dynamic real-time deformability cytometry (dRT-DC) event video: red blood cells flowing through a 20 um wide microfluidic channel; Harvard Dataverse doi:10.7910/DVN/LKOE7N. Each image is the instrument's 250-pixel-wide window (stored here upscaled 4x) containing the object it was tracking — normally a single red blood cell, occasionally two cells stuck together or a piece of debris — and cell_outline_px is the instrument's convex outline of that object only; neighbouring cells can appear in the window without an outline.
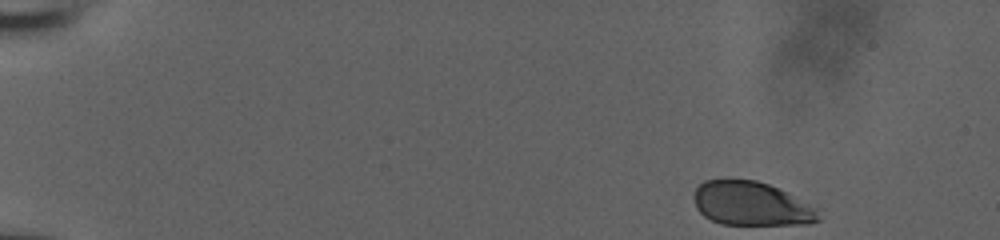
{"species": "human", "species_latin": "Homo sapiens", "temperature_condition": "room temperature", "stored_images_in_passage": 45, "camera_frame_rate_fps": 3000, "um_per_image_px": 0.085, "donor": {"sex": "male"}, "frame": {"image": 1, "passage_image": 1, "time_ms": 0.0, "image_size_px": [1000, 240], "cell_outline_px": [[820, 220], [808, 224], [720, 224], [704, 216], [696, 208], [696, 188], [704, 180], [756, 180], [768, 184], [784, 192], [812, 208]], "centroid_in_image_um": [63.78, 17.33], "position_along_channel_um": 21.2, "area_um2": 30.75}}
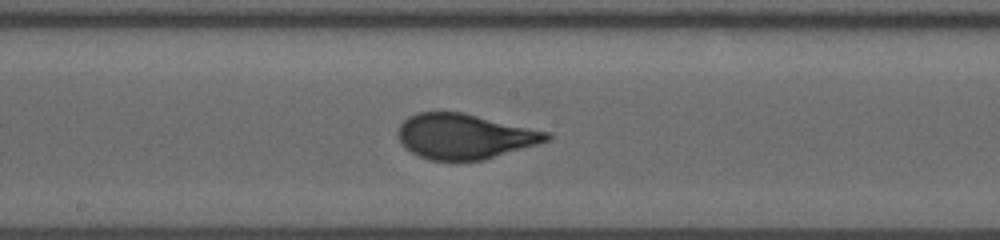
{"frame": {"image": 2, "passage_image": 26, "time_ms": 8.333, "image_size_px": [1000, 240], "cell_outline_px": [[552, 136], [548, 140], [536, 144], [484, 160], [428, 160], [412, 152], [400, 140], [396, 132], [400, 124], [408, 116], [416, 112], [464, 112], [552, 132]], "centroid_in_image_um": [39.51, 11.57], "position_along_channel_um": 208.7, "area_um2": 39.13}}
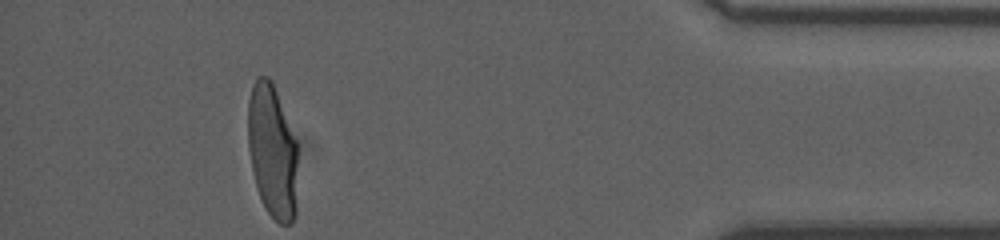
{"frame": {"image": 3, "passage_image": 45, "time_ms": 14.667, "image_size_px": [1000, 240], "cell_outline_px": [[296, 216], [292, 224], [280, 224], [264, 208], [260, 200], [256, 188], [248, 148], [248, 100], [252, 84], [260, 76], [268, 76], [272, 80], [296, 140]], "centroid_in_image_um": [23.14, 12.87], "position_along_channel_um": 412.1, "area_um2": 38.96}, "authors_computed_cell_mechanics": {"area_um2": 38.5526, "velocity_mm_per_s": 3.943, "shape_relaxation_time_tau1_ms": 4.2073, "shape_relaxation_time_tau2_ms": null, "deformation_change_tau1": 0.1729, "deformation_change_tau2": null}}